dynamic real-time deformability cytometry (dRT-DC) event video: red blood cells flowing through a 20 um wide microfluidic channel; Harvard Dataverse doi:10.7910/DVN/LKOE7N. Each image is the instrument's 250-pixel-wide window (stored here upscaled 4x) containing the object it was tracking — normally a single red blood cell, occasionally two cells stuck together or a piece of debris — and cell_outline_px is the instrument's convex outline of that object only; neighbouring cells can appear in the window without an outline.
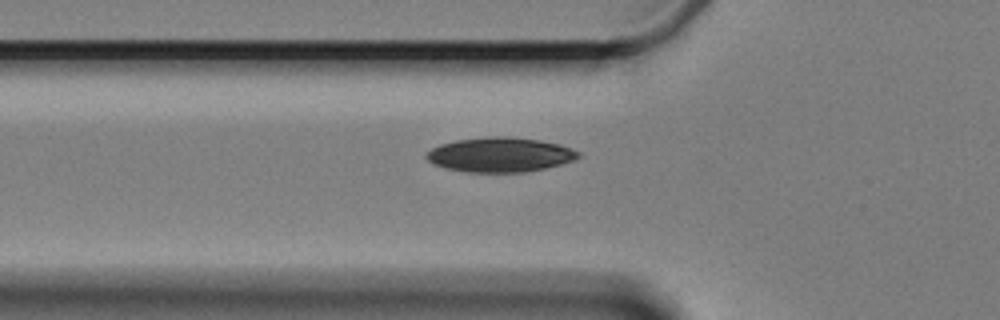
{"species": "Egyptian fruit bat (a non-hibernating species)", "species_latin": "Rousettus aegyptiacus", "temperature_condition": "cold", "stored_images_in_passage": 3, "camera_frame_rate_fps": 3000, "um_per_image_px": 0.085, "animal": {"sex": "female"}, "frame": {"image": 1, "passage_image": 2, "time_ms": 2.333, "image_size_px": [1000, 320], "cell_outline_px": [[580, 156], [572, 160], [560, 164], [544, 168], [524, 172], [468, 172], [444, 168], [428, 160], [424, 156], [432, 148], [440, 144], [456, 140], [488, 136], [508, 136], [540, 140], [560, 144], [572, 148], [580, 152]], "centroid_in_image_um": [42.5, 13.14], "position_along_channel_um": 83.3, "area_um2": 30.58}}
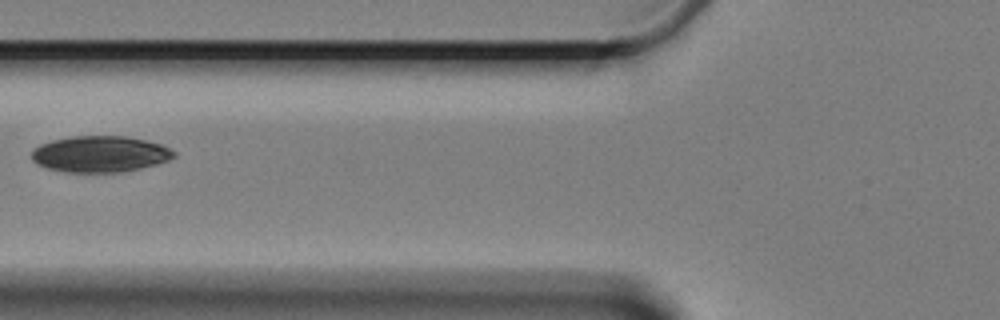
{"frame": {"image": 2, "passage_image": 3, "time_ms": 3.333, "image_size_px": [1000, 320], "cell_outline_px": [[176, 156], [168, 160], [156, 164], [140, 168], [120, 172], [68, 172], [48, 168], [36, 164], [32, 160], [32, 148], [40, 144], [52, 140], [76, 136], [124, 136], [144, 140], [160, 144], [176, 152]], "centroid_in_image_um": [8.48, 13.09], "position_along_channel_um": 117.3, "area_um2": 29.88}}